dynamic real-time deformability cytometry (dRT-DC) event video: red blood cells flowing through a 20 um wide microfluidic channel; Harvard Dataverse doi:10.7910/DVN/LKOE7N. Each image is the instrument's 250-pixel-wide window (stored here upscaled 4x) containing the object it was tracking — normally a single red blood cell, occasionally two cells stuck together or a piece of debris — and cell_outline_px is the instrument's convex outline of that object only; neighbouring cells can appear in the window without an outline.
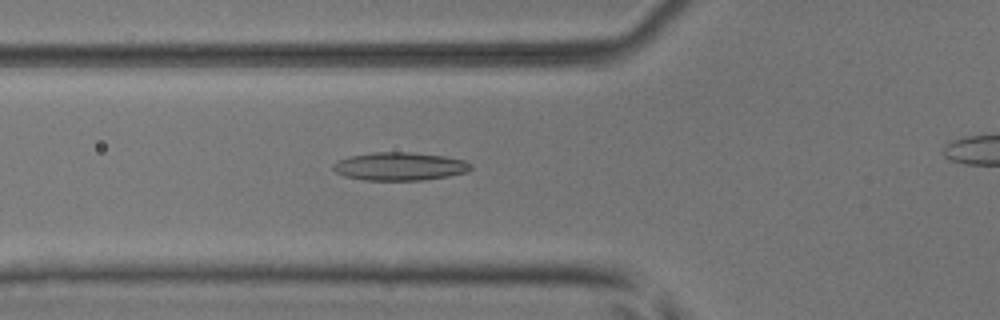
{"species": "common noctule bat (a hibernating species)", "species_latin": "Nyctalus noctula", "temperature_condition": "room temperature", "stored_images_in_passage": 47, "camera_frame_rate_fps": 3000, "um_per_image_px": 0.085, "animal": {"sex": "male", "body_mass_g": 17.9, "forearm_length_mm": 54.2}, "frame": {"image": 1, "passage_image": 20, "time_ms": 6.333, "image_size_px": [1000, 320], "cell_outline_px": [[472, 168], [468, 172], [448, 176], [420, 180], [364, 180], [344, 176], [336, 172], [332, 168], [332, 164], [336, 160], [348, 156], [372, 152], [408, 152], [444, 156], [464, 160], [472, 164]], "centroid_in_image_um": [33.94, 14.13], "position_along_channel_um": 91.9, "area_um2": 22.72}}
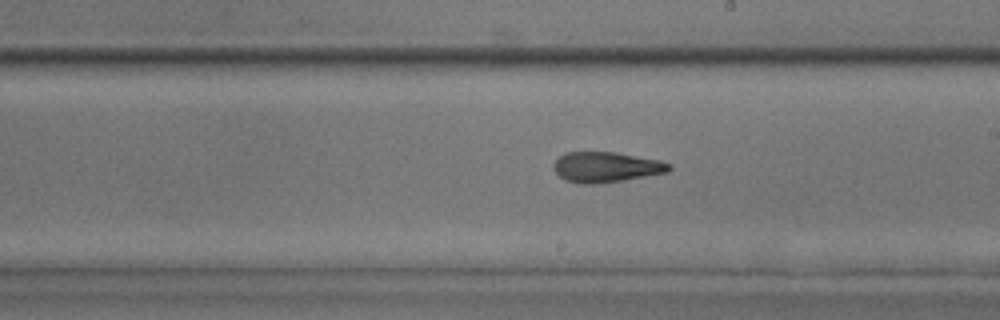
{"frame": {"image": 2, "passage_image": 31, "time_ms": 10.0, "image_size_px": [1000, 320], "cell_outline_px": [[672, 168], [668, 172], [624, 180], [592, 184], [576, 184], [564, 180], [552, 168], [552, 164], [564, 152], [612, 152], [660, 160], [672, 164]], "centroid_in_image_um": [51.49, 14.21], "position_along_channel_um": 237.5, "area_um2": 20.52}}
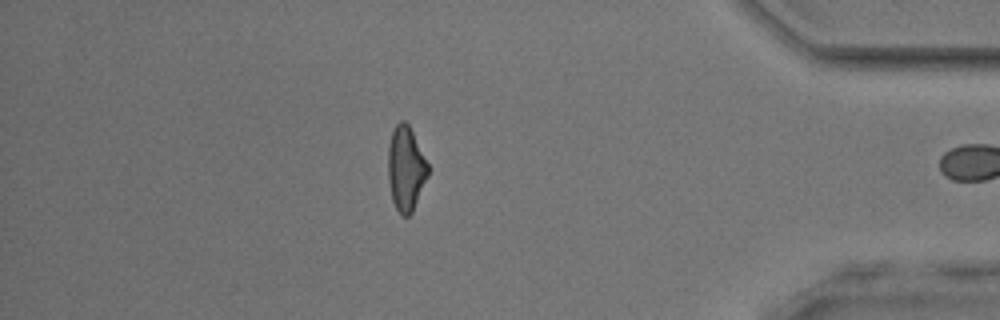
{"frame": {"image": 3, "passage_image": 46, "time_ms": 15.0, "image_size_px": [1000, 320], "cell_outline_px": [[428, 176], [412, 212], [408, 216], [400, 216], [392, 200], [388, 180], [388, 148], [392, 132], [396, 124], [400, 120], [404, 120], [408, 124], [428, 164]], "centroid_in_image_um": [34.48, 14.35], "position_along_channel_um": 400.7, "area_um2": 19.54}, "authors_computed_cell_mechanics": {"area_um2": 21.2126, "velocity_mm_per_s": 3.983, "shape_relaxation_time_tau1_ms": 11.2362, "shape_relaxation_time_tau2_ms": 2.2121, "deformation_change_tau1": 0.2511, "deformation_change_tau2": 0.1107}}